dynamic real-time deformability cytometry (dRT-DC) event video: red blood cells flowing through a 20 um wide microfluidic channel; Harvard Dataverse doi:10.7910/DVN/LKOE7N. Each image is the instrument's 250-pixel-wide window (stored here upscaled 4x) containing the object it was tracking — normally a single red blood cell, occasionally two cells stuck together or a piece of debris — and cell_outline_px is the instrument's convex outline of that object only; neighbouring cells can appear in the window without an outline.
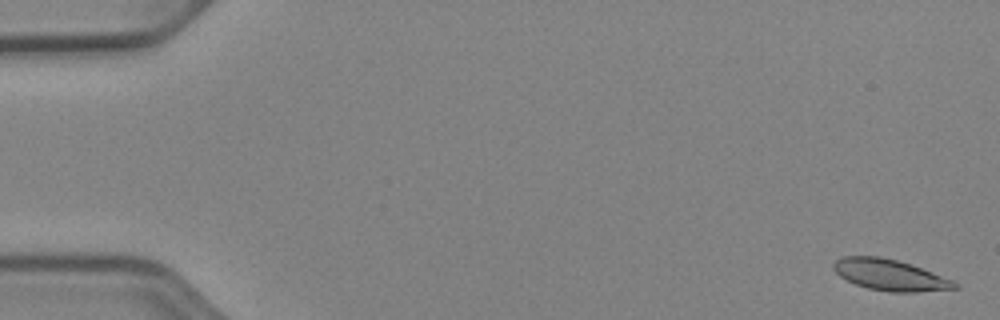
{"species": "Egyptian fruit bat (a non-hibernating species)", "species_latin": "Rousettus aegyptiacus", "temperature_condition": "cold", "stored_images_in_passage": 52, "camera_frame_rate_fps": 3000, "um_per_image_px": 0.085, "animal": {"sex": "female"}, "frame": {"image": 1, "passage_image": 1, "time_ms": 0.0, "image_size_px": [1000, 320], "cell_outline_px": [[960, 288], [916, 292], [888, 292], [868, 288], [856, 284], [840, 276], [832, 268], [832, 264], [836, 260], [844, 256], [880, 256], [896, 260], [932, 272], [952, 280], [960, 284]], "centroid_in_image_um": [75.64, 23.38], "position_along_channel_um": 9.4, "area_um2": 21.79}}
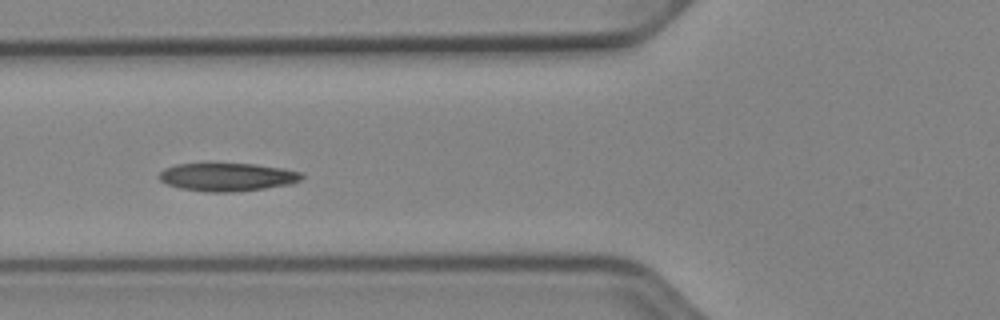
{"frame": {"image": 2, "passage_image": 20, "time_ms": 6.333, "image_size_px": [1000, 320], "cell_outline_px": [[304, 176], [300, 180], [292, 184], [264, 188], [232, 192], [204, 192], [180, 188], [168, 184], [160, 180], [160, 172], [164, 168], [176, 164], [256, 164], [284, 168], [304, 172]], "centroid_in_image_um": [19.37, 15.04], "position_along_channel_um": 106.4, "area_um2": 23.41}}
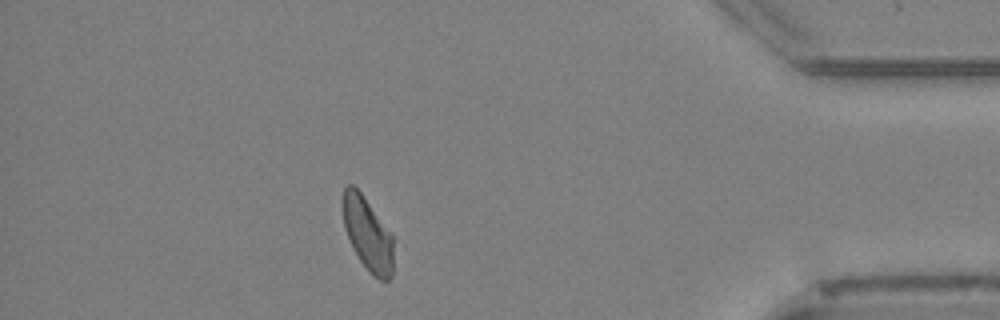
{"frame": {"image": 3, "passage_image": 46, "time_ms": 15.0, "image_size_px": [1000, 320], "cell_outline_px": [[392, 276], [388, 280], [380, 280], [372, 276], [360, 260], [352, 248], [344, 228], [340, 208], [340, 200], [344, 188], [348, 184], [352, 184], [360, 192], [392, 232]], "centroid_in_image_um": [31.2, 19.84], "position_along_channel_um": 404.0, "area_um2": 22.08}}